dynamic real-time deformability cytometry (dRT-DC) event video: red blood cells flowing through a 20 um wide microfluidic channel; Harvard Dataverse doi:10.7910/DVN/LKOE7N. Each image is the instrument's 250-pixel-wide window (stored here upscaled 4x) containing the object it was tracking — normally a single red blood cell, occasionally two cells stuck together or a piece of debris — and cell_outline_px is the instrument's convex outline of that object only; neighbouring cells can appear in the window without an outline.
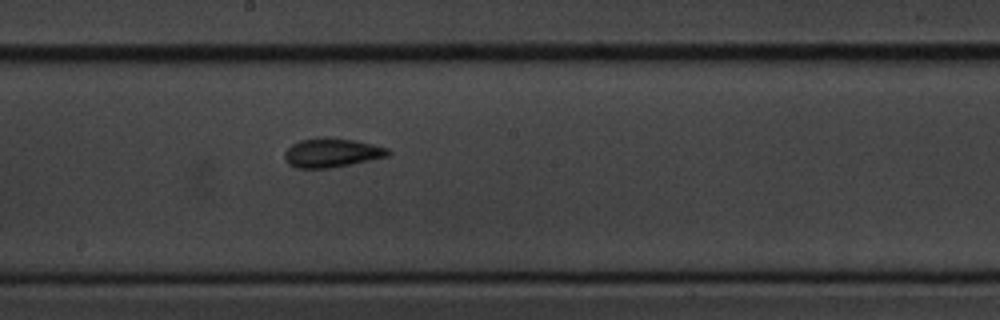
{"species": "common noctule bat (a hibernating species)", "species_latin": "Nyctalus noctula", "temperature_condition": "cold", "stored_images_in_passage": 7, "camera_frame_rate_fps": 3000, "um_per_image_px": 0.085, "animal": {"sex": "male", "body_mass_g": 20.1, "forearm_length_mm": 53.5}, "frame": {"image": 1, "passage_image": 7, "time_ms": 7.667, "image_size_px": [1000, 320], "cell_outline_px": [[392, 152], [388, 156], [328, 168], [296, 168], [288, 164], [284, 160], [284, 152], [292, 144], [300, 140], [324, 136], [328, 136], [356, 140], [388, 148]], "centroid_in_image_um": [28.17, 12.96], "position_along_channel_um": 220.0, "area_um2": 17.63}}